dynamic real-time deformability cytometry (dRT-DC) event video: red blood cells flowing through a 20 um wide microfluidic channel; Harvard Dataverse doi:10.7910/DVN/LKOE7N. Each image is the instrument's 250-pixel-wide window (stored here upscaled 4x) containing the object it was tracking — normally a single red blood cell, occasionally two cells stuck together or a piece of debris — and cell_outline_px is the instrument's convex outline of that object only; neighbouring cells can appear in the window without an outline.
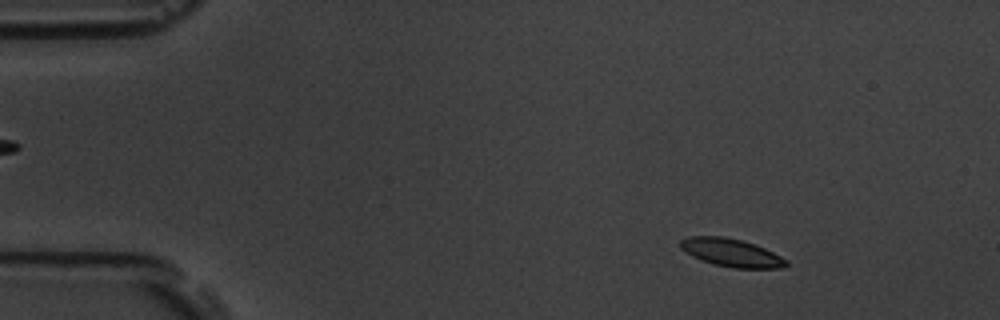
{"species": "common noctule bat (a hibernating species)", "species_latin": "Nyctalus noctula", "temperature_condition": "room temperature", "stored_images_in_passage": 56, "camera_frame_rate_fps": 3000, "um_per_image_px": 0.085, "animal": {"sex": "male", "body_mass_g": 19.5, "forearm_length_mm": 54.6}, "frame": {"image": 1, "passage_image": 7, "time_ms": 2.0, "image_size_px": [1000, 320], "cell_outline_px": [[788, 264], [784, 268], [732, 268], [716, 264], [692, 256], [680, 248], [680, 240], [688, 236], [724, 236], [740, 240], [764, 248], [788, 260]], "centroid_in_image_um": [62.16, 21.47], "position_along_channel_um": 22.8, "area_um2": 17.05}}
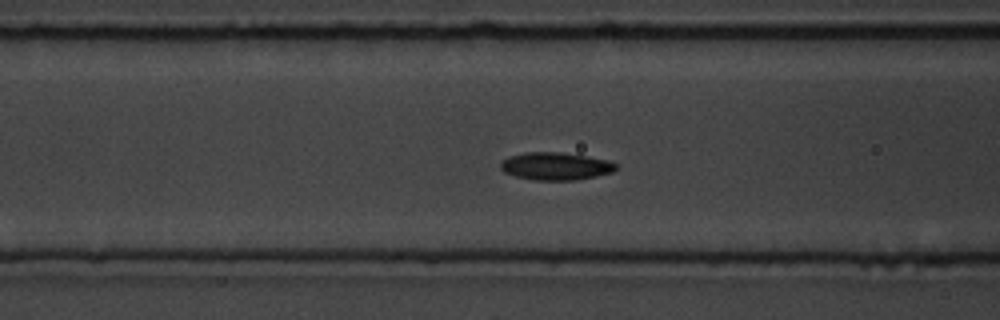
{"frame": {"image": 2, "passage_image": 22, "time_ms": 7.0, "image_size_px": [1000, 320], "cell_outline_px": [[616, 168], [612, 172], [596, 176], [576, 180], [536, 180], [516, 176], [504, 172], [500, 168], [500, 164], [508, 156], [524, 152], [560, 152], [588, 156], [608, 160], [616, 164]], "centroid_in_image_um": [47.22, 14.12], "position_along_channel_um": 119.4, "area_um2": 18.55}}
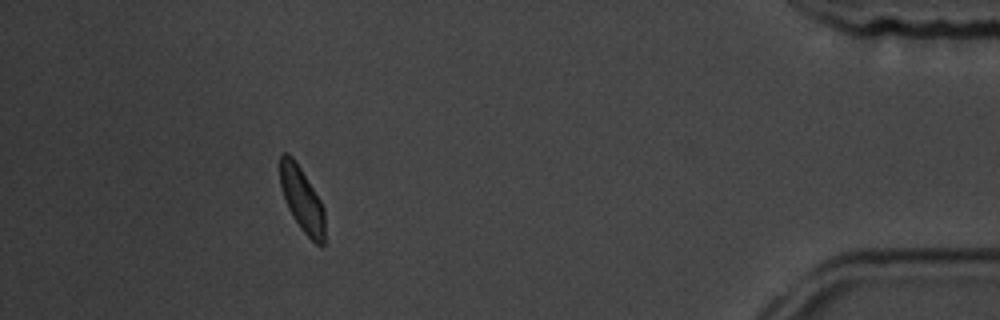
{"frame": {"image": 3, "passage_image": 51, "time_ms": 16.667, "image_size_px": [1000, 320], "cell_outline_px": [[324, 244], [316, 244], [300, 228], [292, 216], [288, 208], [280, 184], [280, 152], [288, 152], [292, 156], [300, 168], [320, 200], [324, 208]], "centroid_in_image_um": [25.65, 16.93], "position_along_channel_um": 409.6, "area_um2": 16.59}, "authors_computed_cell_mechanics": {"area_um2": 17.8313, "velocity_mm_per_s": 3.5839, "shape_relaxation_time_tau1_ms": 2.5045, "shape_relaxation_time_tau2_ms": 3.1017, "deformation_change_tau1": 0.0809, "deformation_change_tau2": 0.0751}}